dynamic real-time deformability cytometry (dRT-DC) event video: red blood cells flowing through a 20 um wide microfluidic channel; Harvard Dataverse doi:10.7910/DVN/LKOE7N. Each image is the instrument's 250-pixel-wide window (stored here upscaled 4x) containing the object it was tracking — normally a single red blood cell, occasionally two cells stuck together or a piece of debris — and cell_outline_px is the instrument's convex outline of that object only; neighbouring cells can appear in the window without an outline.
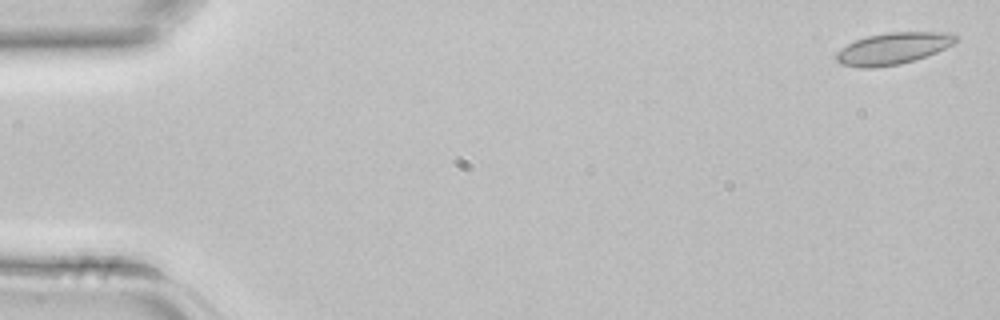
{"species": "common noctule bat (a hibernating species)", "species_latin": "Nyctalus noctula", "temperature_condition": "room temperature", "stored_images_in_passage": 43, "camera_frame_rate_fps": 3000, "um_per_image_px": 0.085, "animal": {"sex": "female", "body_mass_g": 22.7, "forearm_length_mm": 54.2}, "frame": {"image": 1, "passage_image": 1, "time_ms": 0.0, "image_size_px": [1000, 320], "cell_outline_px": [[960, 40], [936, 52], [900, 64], [872, 68], [860, 68], [840, 64], [836, 60], [836, 52], [840, 48], [856, 40], [868, 36], [888, 32], [956, 32], [960, 36]], "centroid_in_image_um": [75.93, 4.11], "position_along_channel_um": 9.1, "area_um2": 22.2}}
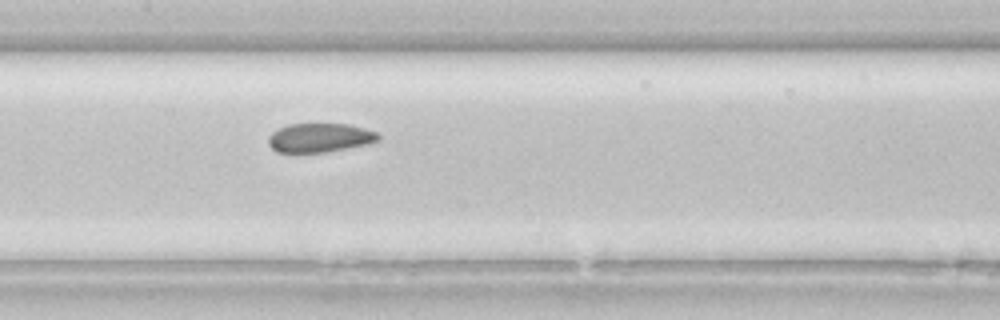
{"frame": {"image": 2, "passage_image": 21, "time_ms": 6.667, "image_size_px": [1000, 320], "cell_outline_px": [[380, 140], [368, 144], [324, 152], [276, 152], [268, 144], [268, 136], [272, 132], [288, 124], [348, 124], [364, 128], [376, 132], [380, 136]], "centroid_in_image_um": [27.18, 11.7], "position_along_channel_um": 180.2, "area_um2": 18.5}}
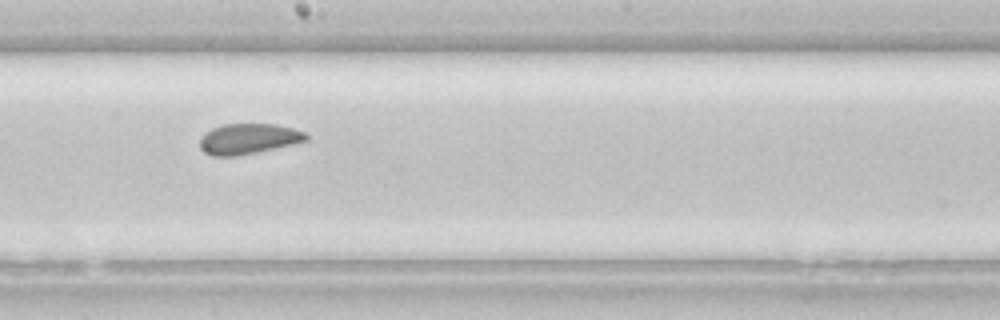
{"frame": {"image": 3, "passage_image": 24, "time_ms": 7.667, "image_size_px": [1000, 320], "cell_outline_px": [[308, 140], [292, 144], [256, 152], [236, 156], [212, 156], [204, 152], [200, 148], [200, 136], [204, 132], [212, 128], [224, 124], [276, 124], [292, 128], [304, 132], [308, 136]], "centroid_in_image_um": [21.07, 11.79], "position_along_channel_um": 227.1, "area_um2": 18.84}}